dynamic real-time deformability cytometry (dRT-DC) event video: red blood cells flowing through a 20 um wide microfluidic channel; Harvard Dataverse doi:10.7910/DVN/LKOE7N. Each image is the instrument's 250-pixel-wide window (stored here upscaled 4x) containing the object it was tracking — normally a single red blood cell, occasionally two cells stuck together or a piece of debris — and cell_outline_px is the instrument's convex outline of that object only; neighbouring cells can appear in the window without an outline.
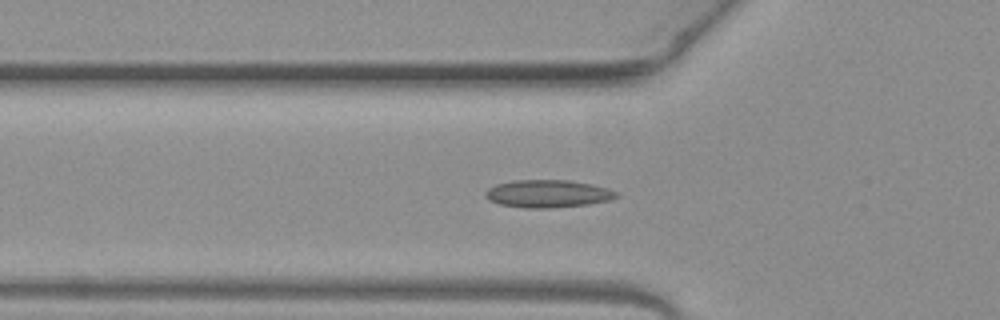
{"species": "common noctule bat (a hibernating species)", "species_latin": "Nyctalus noctula", "temperature_condition": "warm", "stored_images_in_passage": 22, "camera_frame_rate_fps": 3000, "um_per_image_px": 0.085, "animal": {"sex": "female", "body_mass_g": 19.3, "forearm_length_mm": 54.1}, "frame": {"image": 1, "passage_image": 5, "time_ms": 1.333, "image_size_px": [1000, 320], "cell_outline_px": [[620, 196], [608, 200], [588, 204], [548, 208], [524, 208], [500, 204], [488, 200], [484, 196], [484, 192], [488, 188], [496, 184], [516, 180], [568, 180], [592, 184], [608, 188], [616, 192]], "centroid_in_image_um": [46.54, 16.46], "position_along_channel_um": 79.3, "area_um2": 21.1}}
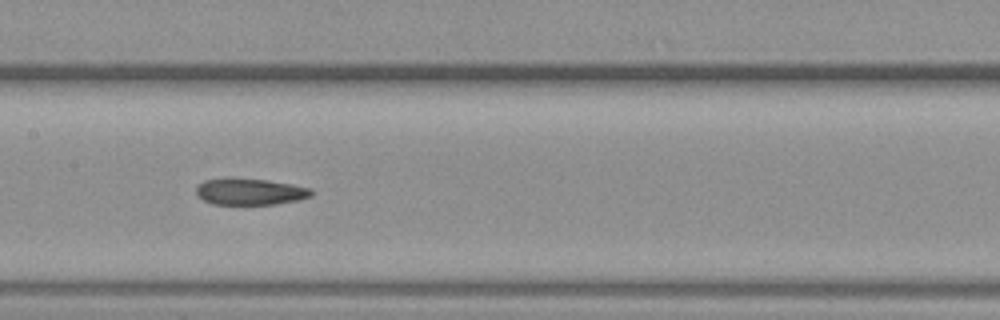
{"frame": {"image": 2, "passage_image": 13, "time_ms": 4.0, "image_size_px": [1000, 320], "cell_outline_px": [[312, 196], [300, 200], [276, 204], [212, 204], [196, 196], [196, 188], [204, 180], [264, 180], [312, 188]], "centroid_in_image_um": [21.28, 16.33], "position_along_channel_um": 186.1, "area_um2": 17.17}}
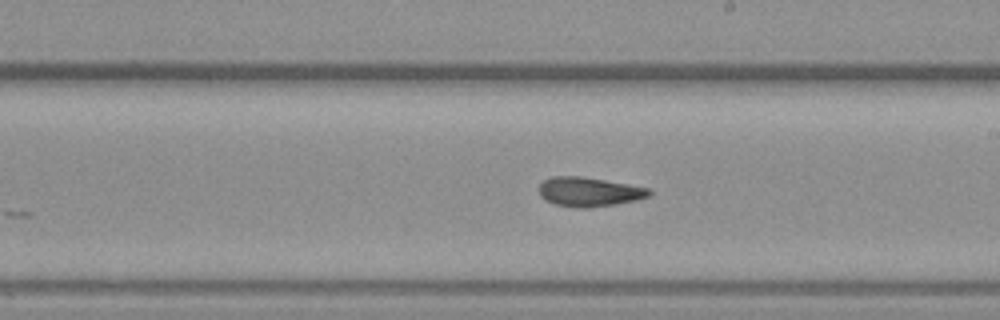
{"frame": {"image": 3, "passage_image": 17, "time_ms": 5.333, "image_size_px": [1000, 320], "cell_outline_px": [[652, 192], [648, 196], [636, 200], [616, 204], [588, 208], [576, 208], [556, 204], [544, 200], [540, 196], [540, 184], [544, 180], [552, 176], [580, 176], [628, 184], [648, 188]], "centroid_in_image_um": [50.05, 16.31], "position_along_channel_um": 239.0, "area_um2": 18.73}}